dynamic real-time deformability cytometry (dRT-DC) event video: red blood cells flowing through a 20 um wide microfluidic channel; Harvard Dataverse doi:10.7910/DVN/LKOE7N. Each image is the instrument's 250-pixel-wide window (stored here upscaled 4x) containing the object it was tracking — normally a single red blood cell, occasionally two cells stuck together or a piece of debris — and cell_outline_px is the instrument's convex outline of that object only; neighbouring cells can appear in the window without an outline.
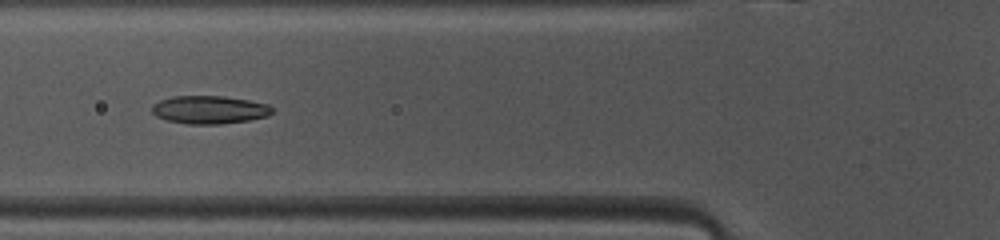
{"species": "common noctule bat (a hibernating species)", "species_latin": "Nyctalus noctula", "temperature_condition": "warm", "stored_images_in_passage": 37, "camera_frame_rate_fps": 3000, "um_per_image_px": 0.085, "animal": {"sex": "female", "body_mass_g": 10.0, "forearm_length_mm": 53.1}, "frame": {"image": 1, "passage_image": 6, "time_ms": 1.667, "image_size_px": [1000, 240], "cell_outline_px": [[272, 112], [268, 116], [248, 120], [220, 124], [188, 124], [168, 120], [156, 116], [152, 112], [152, 104], [160, 100], [172, 96], [224, 96], [248, 100], [268, 104], [272, 108]], "centroid_in_image_um": [17.79, 9.32], "position_along_channel_um": 108.0, "area_um2": 19.59}}
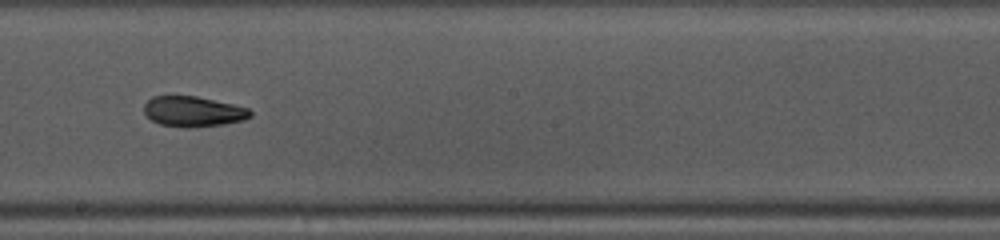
{"frame": {"image": 2, "passage_image": 15, "time_ms": 4.667, "image_size_px": [1000, 240], "cell_outline_px": [[252, 116], [244, 120], [224, 124], [188, 128], [184, 128], [160, 124], [152, 120], [144, 112], [144, 104], [152, 96], [196, 96], [232, 104], [248, 108], [252, 112]], "centroid_in_image_um": [16.42, 9.48], "position_along_channel_um": 231.8, "area_um2": 18.79}}
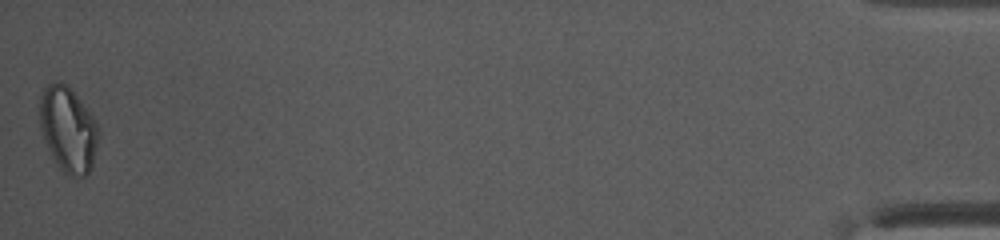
{"frame": {"image": 3, "passage_image": 37, "time_ms": 12.0, "image_size_px": [1000, 240], "cell_outline_px": [[100, 132], [92, 168], [84, 176], [68, 176], [60, 168], [52, 156], [44, 140], [40, 128], [40, 96], [44, 88], [48, 84], [56, 80], [60, 80], [68, 84], [92, 116], [100, 128]], "centroid_in_image_um": [5.79, 10.97], "position_along_channel_um": 429.4, "area_um2": 29.36}, "authors_computed_cell_mechanics": {"area_um2": 19.4786, "velocity_mm_per_s": 4.1131, "shape_relaxation_time_tau1_ms": null, "shape_relaxation_time_tau2_ms": 2.8229, "deformation_change_tau1": null, "deformation_change_tau2": 0.0904}}